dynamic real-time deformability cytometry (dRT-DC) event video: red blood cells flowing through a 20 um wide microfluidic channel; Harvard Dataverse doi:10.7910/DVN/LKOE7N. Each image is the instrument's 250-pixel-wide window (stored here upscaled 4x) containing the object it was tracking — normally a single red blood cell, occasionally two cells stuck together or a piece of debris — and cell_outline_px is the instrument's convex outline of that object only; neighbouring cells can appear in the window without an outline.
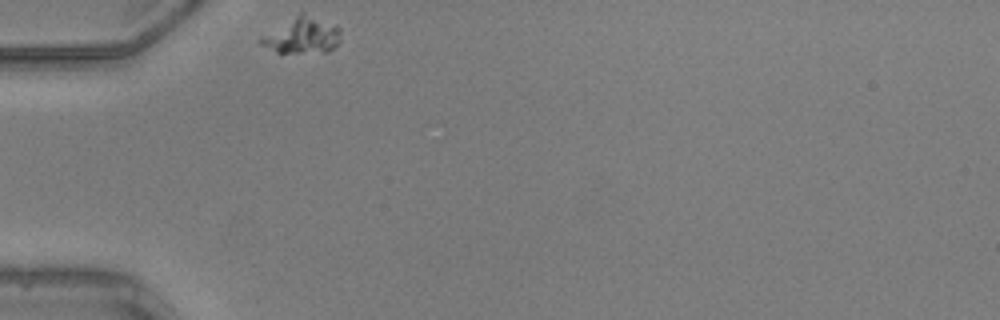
{"species": "common noctule bat (a hibernating species)", "species_latin": "Nyctalus noctula", "temperature_condition": "warm", "stored_images_in_passage": 31, "camera_frame_rate_fps": 3000, "um_per_image_px": 0.085, "animal": {"sex": "male", "body_mass_g": 20.5, "forearm_length_mm": 52.5}, "frame": {"image": 1, "passage_image": 1, "time_ms": 0.0, "image_size_px": [1000, 320], "cell_outline_px": [[340, 40], [328, 52], [276, 52], [260, 44], [256, 40], [300, 12], [304, 12], [336, 24], [340, 28]], "centroid_in_image_um": [25.71, 3.0], "position_along_channel_um": 59.3, "area_um2": 16.76}}
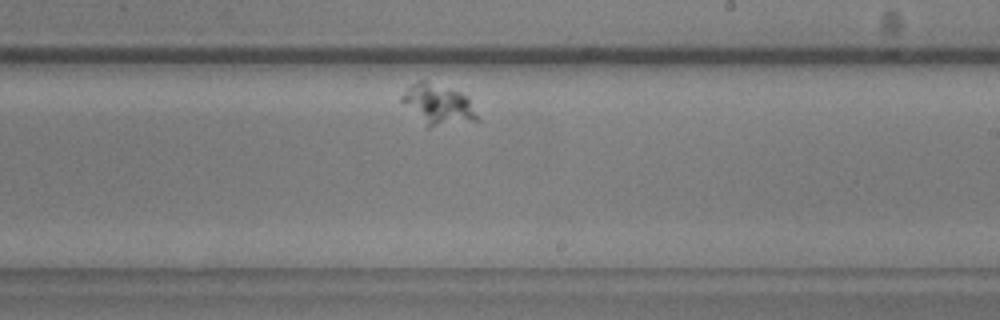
{"frame": {"image": 2, "passage_image": 19, "time_ms": 6.0, "image_size_px": [1000, 320], "cell_outline_px": [[480, 120], [428, 128], [400, 100], [400, 96], [412, 84], [420, 80], [424, 80], [460, 92], [468, 96], [480, 116]], "centroid_in_image_um": [37.28, 8.9], "position_along_channel_um": 251.7, "area_um2": 17.8}}
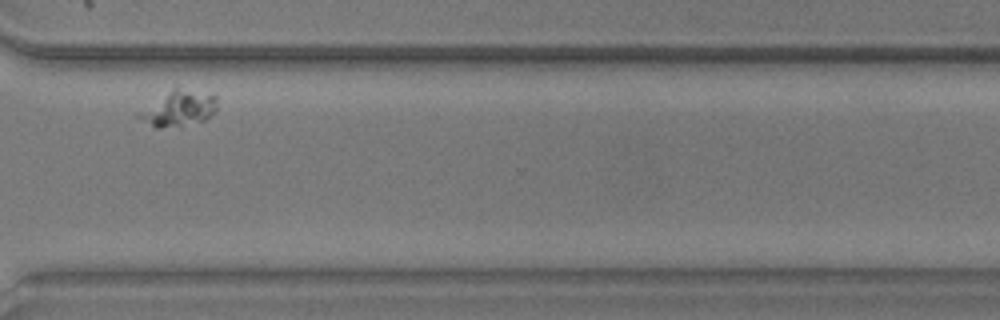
{"frame": {"image": 3, "passage_image": 28, "time_ms": 9.0, "image_size_px": [1000, 320], "cell_outline_px": [[216, 108], [204, 120], [180, 128], [156, 128], [132, 116], [136, 112], [176, 84], [216, 96]], "centroid_in_image_um": [15.09, 9.2], "position_along_channel_um": 355.5, "area_um2": 17.11}}